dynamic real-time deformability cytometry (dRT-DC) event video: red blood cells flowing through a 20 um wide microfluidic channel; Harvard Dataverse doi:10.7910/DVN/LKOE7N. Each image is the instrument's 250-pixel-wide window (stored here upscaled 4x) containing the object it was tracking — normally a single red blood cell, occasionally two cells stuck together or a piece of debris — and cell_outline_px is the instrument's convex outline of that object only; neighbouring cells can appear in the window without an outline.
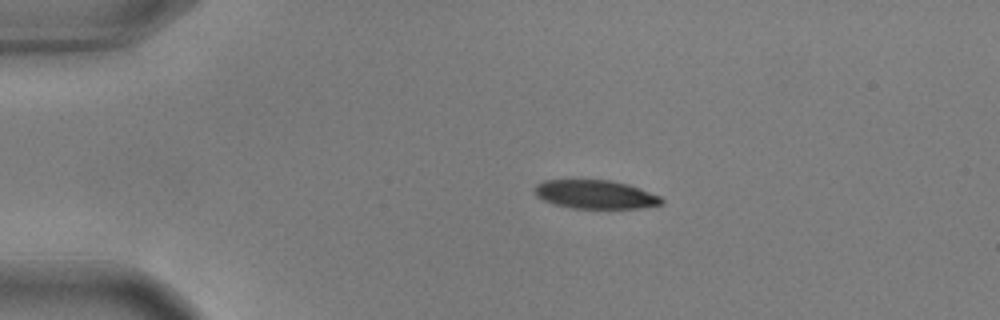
{"species": "common noctule bat (a hibernating species)", "species_latin": "Nyctalus noctula", "temperature_condition": "warm", "stored_images_in_passage": 45, "camera_frame_rate_fps": 3000, "um_per_image_px": 0.085, "animal": {"sex": "male", "body_mass_g": 17.9, "forearm_length_mm": 54.2}, "frame": {"image": 1, "passage_image": 1, "time_ms": 0.0, "image_size_px": [1000, 320], "cell_outline_px": [[664, 200], [660, 204], [644, 208], [572, 208], [556, 204], [544, 200], [536, 196], [536, 184], [544, 180], [608, 180], [628, 184], [660, 196]], "centroid_in_image_um": [50.62, 16.52], "position_along_channel_um": 34.4, "area_um2": 20.92}}
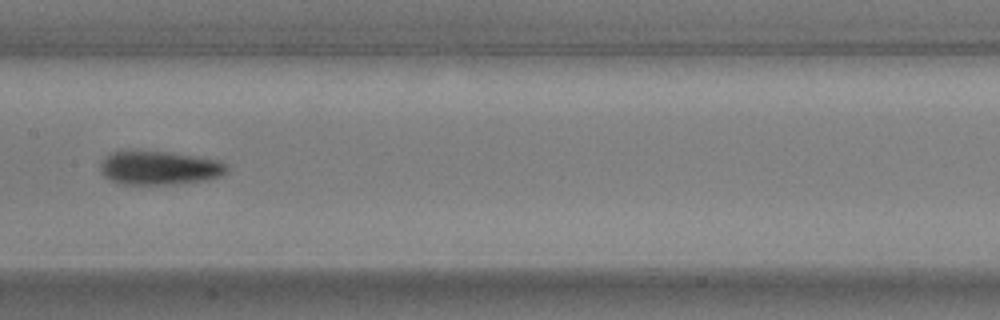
{"frame": {"image": 2, "passage_image": 18, "time_ms": 5.667, "image_size_px": [1000, 320], "cell_outline_px": [[228, 168], [220, 176], [208, 180], [172, 184], [124, 184], [112, 180], [104, 176], [100, 172], [100, 164], [104, 156], [112, 152], [128, 148], [172, 152], [200, 156], [220, 160], [228, 164]], "centroid_in_image_um": [13.52, 14.22], "position_along_channel_um": 193.9, "area_um2": 25.72}}
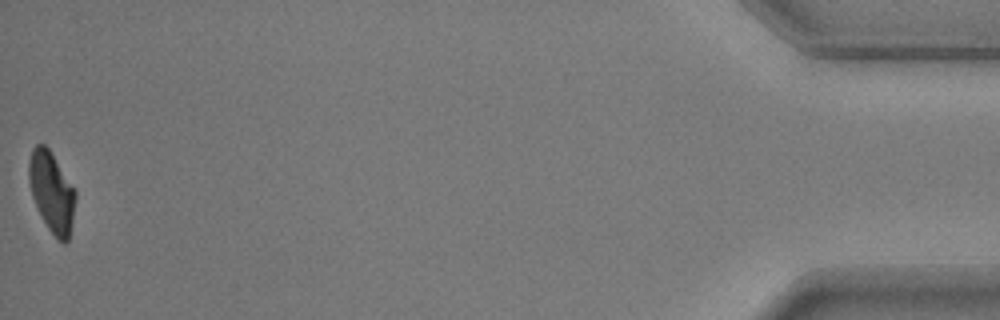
{"frame": {"image": 3, "passage_image": 45, "time_ms": 14.667, "image_size_px": [1000, 320], "cell_outline_px": [[76, 196], [72, 220], [68, 240], [64, 244], [48, 228], [32, 196], [28, 180], [28, 164], [32, 148], [36, 144], [44, 144], [48, 148], [76, 192]], "centroid_in_image_um": [4.37, 16.29], "position_along_channel_um": 430.8, "area_um2": 21.21}, "authors_computed_cell_mechanics": {"area_um2": 23.987, "velocity_mm_per_s": 3.6419, "shape_relaxation_time_tau1_ms": 3.879, "shape_relaxation_time_tau2_ms": 4.0071, "deformation_change_tau1": 0.1465, "deformation_change_tau2": 0.0904}}